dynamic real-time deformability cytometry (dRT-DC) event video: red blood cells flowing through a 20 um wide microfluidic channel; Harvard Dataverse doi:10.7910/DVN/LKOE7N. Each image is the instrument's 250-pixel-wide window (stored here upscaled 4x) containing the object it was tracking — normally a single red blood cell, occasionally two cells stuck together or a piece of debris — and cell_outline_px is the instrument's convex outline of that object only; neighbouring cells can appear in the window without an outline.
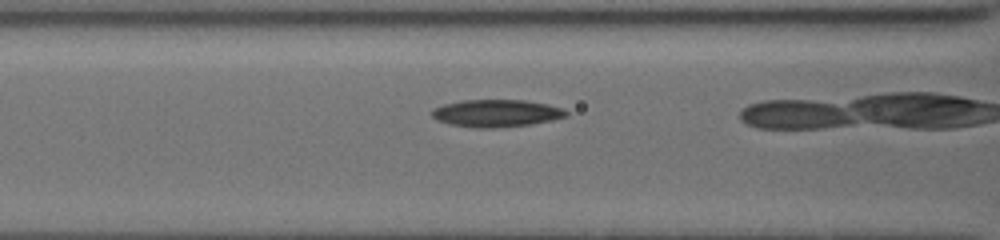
{"species": "common noctule bat (a hibernating species)", "species_latin": "Nyctalus noctula", "temperature_condition": "cold", "stored_images_in_passage": 15, "camera_frame_rate_fps": 3000, "um_per_image_px": 0.085, "animal": {"sex": "female", "body_mass_g": 19.5, "forearm_length_mm": 54.1}, "frame": {"image": 1, "passage_image": 13, "time_ms": 4.0, "image_size_px": [1000, 240], "cell_outline_px": [[568, 116], [552, 120], [532, 124], [496, 128], [472, 128], [448, 124], [436, 120], [432, 116], [432, 108], [444, 104], [460, 100], [524, 100], [548, 104], [564, 108], [568, 112]], "centroid_in_image_um": [42.18, 9.63], "position_along_channel_um": 124.4, "area_um2": 21.73}}